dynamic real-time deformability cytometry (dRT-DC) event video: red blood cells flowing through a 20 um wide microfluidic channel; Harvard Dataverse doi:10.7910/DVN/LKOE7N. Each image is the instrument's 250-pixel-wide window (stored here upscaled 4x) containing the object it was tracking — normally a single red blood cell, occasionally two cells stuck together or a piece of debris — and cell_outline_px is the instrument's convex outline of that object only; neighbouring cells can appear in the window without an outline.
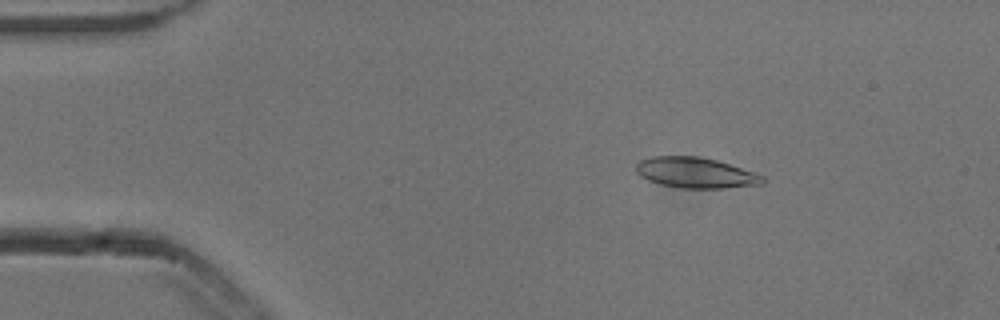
{"species": "common noctule bat (a hibernating species)", "species_latin": "Nyctalus noctula", "temperature_condition": "cold", "stored_images_in_passage": 15, "camera_frame_rate_fps": 3000, "um_per_image_px": 0.085, "animal": {"sex": "male", "body_mass_g": 13.3}, "frame": {"image": 1, "passage_image": 9, "time_ms": 2.667, "image_size_px": [1000, 320], "cell_outline_px": [[764, 184], [724, 188], [680, 188], [648, 180], [640, 176], [636, 172], [636, 164], [640, 160], [652, 156], [696, 156], [716, 160], [756, 172], [764, 176]], "centroid_in_image_um": [59.15, 14.68], "position_along_channel_um": 25.9, "area_um2": 22.54}}